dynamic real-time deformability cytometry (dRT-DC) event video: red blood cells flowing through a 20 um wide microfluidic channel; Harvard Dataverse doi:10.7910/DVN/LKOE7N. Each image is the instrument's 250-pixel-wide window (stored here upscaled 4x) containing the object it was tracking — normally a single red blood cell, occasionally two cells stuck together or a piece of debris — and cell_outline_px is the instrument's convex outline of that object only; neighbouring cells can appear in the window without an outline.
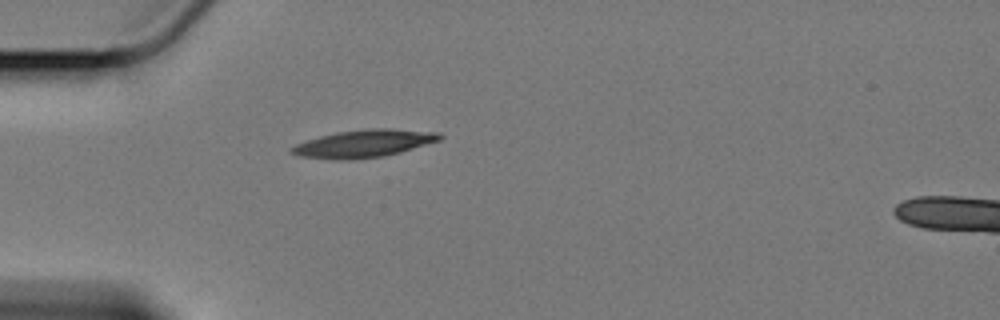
{"species": "Egyptian fruit bat (a non-hibernating species)", "species_latin": "Rousettus aegyptiacus", "temperature_condition": "cold", "stored_images_in_passage": 30, "camera_frame_rate_fps": 3000, "um_per_image_px": 0.085, "animal": {"sex": "female"}, "frame": {"image": 1, "passage_image": 1, "time_ms": 0.0, "image_size_px": [1000, 320], "cell_outline_px": [[444, 136], [440, 140], [400, 152], [384, 156], [352, 160], [336, 160], [300, 156], [288, 152], [288, 148], [296, 144], [320, 136], [336, 132], [368, 128], [392, 128], [440, 132]], "centroid_in_image_um": [30.93, 12.2], "position_along_channel_um": 54.1, "area_um2": 24.04}}
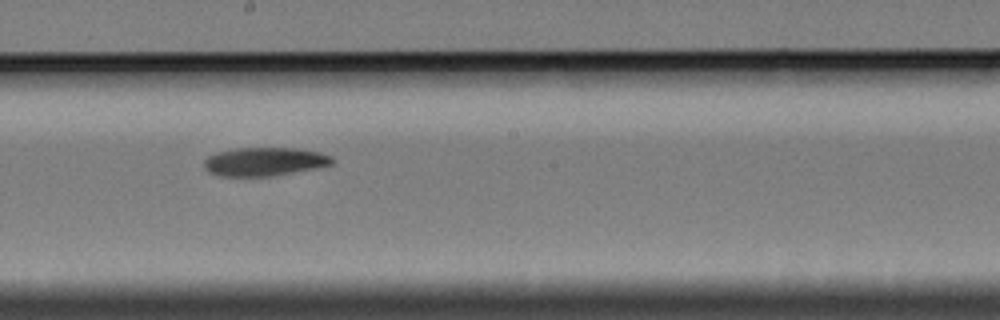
{"frame": {"image": 2, "passage_image": 17, "time_ms": 5.333, "image_size_px": [1000, 320], "cell_outline_px": [[332, 164], [320, 168], [272, 176], [220, 176], [208, 172], [204, 168], [204, 160], [208, 156], [216, 152], [236, 148], [296, 148], [320, 152], [332, 156]], "centroid_in_image_um": [22.48, 13.74], "position_along_channel_um": 225.7, "area_um2": 21.5}}
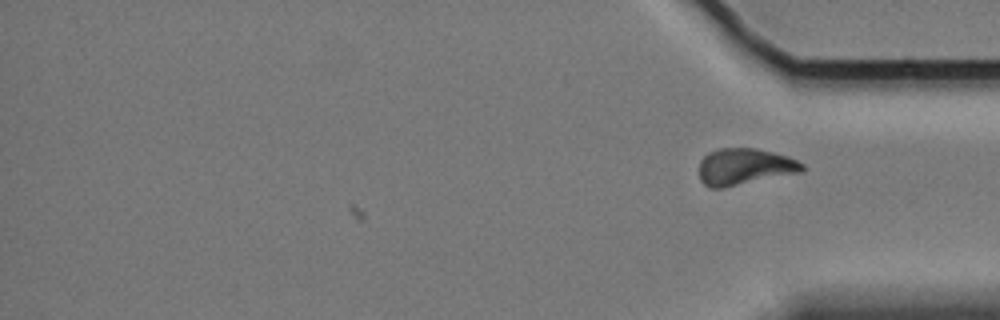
{"frame": {"image": 3, "passage_image": 30, "time_ms": 9.667, "image_size_px": [1000, 320], "cell_outline_px": [[804, 168], [800, 172], [724, 188], [708, 188], [700, 180], [700, 160], [708, 152], [720, 148], [756, 148], [788, 156], [804, 164]], "centroid_in_image_um": [63.26, 14.17], "position_along_channel_um": 371.9, "area_um2": 21.96}, "authors_computed_cell_mechanics": {"area_um2": 21.9062, "velocity_mm_per_s": 3.3885, "shape_relaxation_time_tau1_ms": 3.8656, "shape_relaxation_time_tau2_ms": null, "deformation_change_tau1": 0.1227, "deformation_change_tau2": null}}